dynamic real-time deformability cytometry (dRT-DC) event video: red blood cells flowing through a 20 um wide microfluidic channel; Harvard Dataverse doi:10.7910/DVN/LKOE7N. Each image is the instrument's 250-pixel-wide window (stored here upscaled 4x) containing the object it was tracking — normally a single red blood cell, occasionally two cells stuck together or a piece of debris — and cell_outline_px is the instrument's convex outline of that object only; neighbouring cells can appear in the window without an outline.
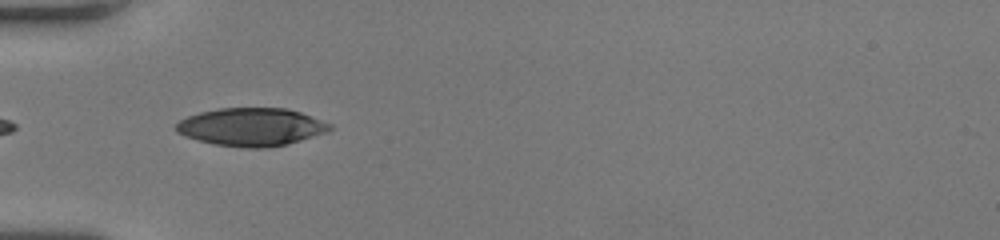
{"species": "human", "species_latin": "Homo sapiens", "temperature_condition": "room temperature", "stored_images_in_passage": 35, "camera_frame_rate_fps": 3000, "um_per_image_px": 0.085, "donor": {"sex": "female"}, "frame": {"image": 1, "passage_image": 1, "time_ms": 0.0, "image_size_px": [1000, 240], "cell_outline_px": [[332, 128], [328, 132], [288, 144], [268, 148], [244, 148], [212, 144], [196, 140], [184, 136], [176, 132], [176, 124], [180, 120], [188, 116], [200, 112], [220, 108], [288, 108], [300, 112], [332, 124]], "centroid_in_image_um": [21.36, 10.8], "position_along_channel_um": 63.6, "area_um2": 34.28}}
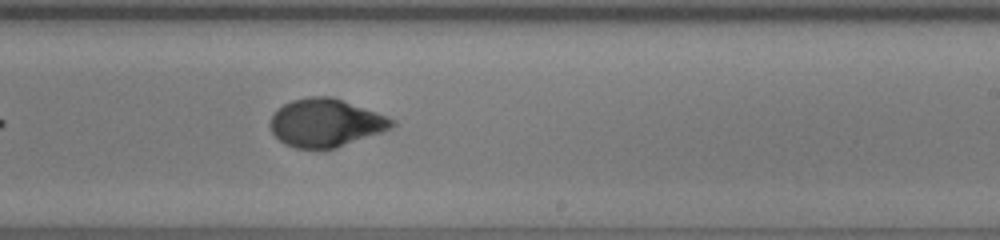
{"frame": {"image": 2, "passage_image": 16, "time_ms": 5.0, "image_size_px": [1000, 240], "cell_outline_px": [[396, 124], [392, 128], [384, 132], [336, 148], [296, 148], [284, 144], [272, 132], [268, 124], [272, 112], [284, 104], [292, 100], [308, 96], [332, 96], [376, 112], [396, 120]], "centroid_in_image_um": [27.68, 10.44], "position_along_channel_um": 261.3, "area_um2": 34.33}}
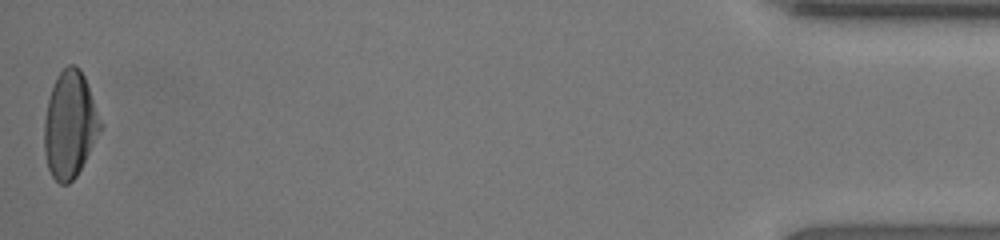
{"frame": {"image": 3, "passage_image": 35, "time_ms": 11.333, "image_size_px": [1000, 240], "cell_outline_px": [[104, 124], [100, 132], [76, 176], [68, 184], [60, 184], [52, 176], [48, 168], [44, 152], [44, 120], [48, 100], [56, 76], [68, 64], [76, 64], [80, 68], [84, 76]], "centroid_in_image_um": [5.94, 10.57], "position_along_channel_um": 429.3, "area_um2": 34.97}, "authors_computed_cell_mechanics": {"area_um2": 34.2754, "velocity_mm_per_s": 4.0581, "shape_relaxation_time_tau1_ms": 4.2975, "shape_relaxation_time_tau2_ms": 0.7849, "deformation_change_tau1": 0.2084, "deformation_change_tau2": 0.0425}}